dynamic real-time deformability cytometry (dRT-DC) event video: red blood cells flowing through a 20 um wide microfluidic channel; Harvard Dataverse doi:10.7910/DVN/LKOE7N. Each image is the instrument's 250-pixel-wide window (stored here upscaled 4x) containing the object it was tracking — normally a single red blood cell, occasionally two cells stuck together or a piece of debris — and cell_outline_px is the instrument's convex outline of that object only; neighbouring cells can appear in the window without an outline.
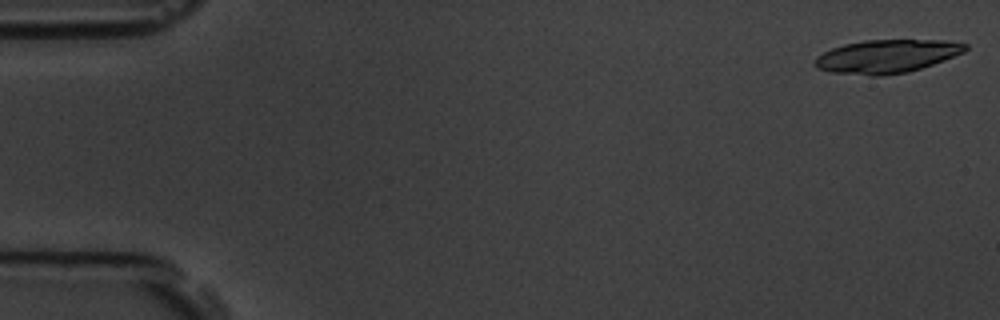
{"species": "common noctule bat (a hibernating species)", "species_latin": "Nyctalus noctula", "temperature_condition": "room temperature", "stored_images_in_passage": 5, "segment_of_instrument_passage": [1, 2], "camera_frame_rate_fps": 3000, "um_per_image_px": 0.085, "animal": {"sex": "male", "body_mass_g": 19.5, "forearm_length_mm": 54.6}, "frame": {"image": 1, "passage_image": 1, "time_ms": 0.0, "image_size_px": [1000, 320], "cell_outline_px": [[968, 48], [964, 52], [932, 64], [908, 72], [880, 76], [868, 76], [832, 72], [816, 68], [812, 64], [816, 56], [832, 48], [844, 44], [864, 40], [944, 40], [968, 44]], "centroid_in_image_um": [75.33, 4.79], "position_along_channel_um": 9.7, "area_um2": 29.25}}